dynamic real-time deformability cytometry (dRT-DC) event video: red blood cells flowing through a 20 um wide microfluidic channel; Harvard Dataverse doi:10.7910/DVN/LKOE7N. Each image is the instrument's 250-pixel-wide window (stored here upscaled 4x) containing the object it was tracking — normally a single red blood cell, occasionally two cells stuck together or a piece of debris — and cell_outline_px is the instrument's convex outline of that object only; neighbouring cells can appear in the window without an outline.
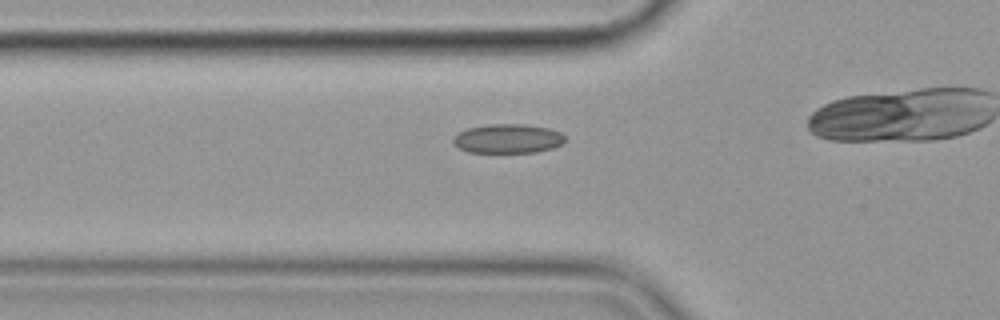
{"species": "common noctule bat (a hibernating species)", "species_latin": "Nyctalus noctula", "temperature_condition": "cold", "stored_images_in_passage": 40, "camera_frame_rate_fps": 3000, "um_per_image_px": 0.085, "animal": {"sex": "female", "body_mass_g": 19.9}, "frame": {"image": 1, "passage_image": 15, "time_ms": 4.667, "image_size_px": [1000, 320], "cell_outline_px": [[564, 140], [560, 144], [552, 148], [536, 152], [468, 152], [460, 148], [452, 140], [452, 136], [468, 128], [488, 124], [524, 124], [548, 128], [560, 132], [564, 136]], "centroid_in_image_um": [43.15, 11.78], "position_along_channel_um": 82.7, "area_um2": 18.84}}
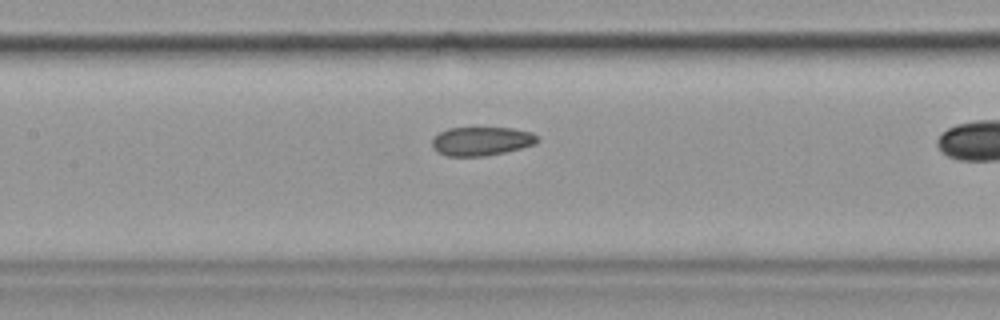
{"frame": {"image": 2, "passage_image": 22, "time_ms": 7.0, "image_size_px": [1000, 320], "cell_outline_px": [[540, 140], [536, 144], [504, 152], [484, 156], [448, 156], [436, 152], [432, 148], [432, 136], [448, 128], [512, 128], [532, 132]], "centroid_in_image_um": [40.89, 12.0], "position_along_channel_um": 166.5, "area_um2": 17.74}}
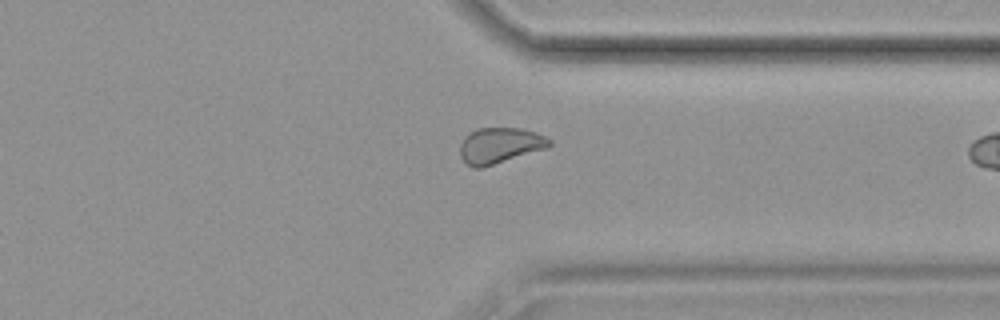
{"frame": {"image": 3, "passage_image": 39, "time_ms": 12.667, "image_size_px": [1000, 320], "cell_outline_px": [[552, 144], [548, 148], [480, 168], [472, 168], [460, 156], [460, 144], [464, 136], [476, 128], [520, 128], [536, 132], [552, 140]], "centroid_in_image_um": [42.49, 12.35], "position_along_channel_um": 368.9, "area_um2": 18.67}}